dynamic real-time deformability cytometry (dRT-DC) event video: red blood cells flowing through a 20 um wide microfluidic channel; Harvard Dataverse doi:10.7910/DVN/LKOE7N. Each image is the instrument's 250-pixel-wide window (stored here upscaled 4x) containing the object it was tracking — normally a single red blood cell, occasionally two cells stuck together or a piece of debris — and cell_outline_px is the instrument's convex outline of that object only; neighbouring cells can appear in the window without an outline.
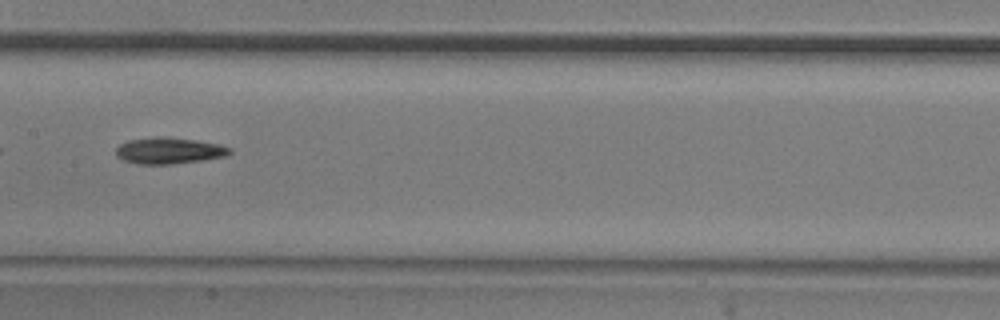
{"species": "common noctule bat (a hibernating species)", "species_latin": "Nyctalus noctula", "temperature_condition": "room temperature", "stored_images_in_passage": 38, "camera_frame_rate_fps": 3000, "um_per_image_px": 0.085, "animal": {"sex": "male", "body_mass_g": 20.5, "forearm_length_mm": 52.5}, "frame": {"image": 1, "passage_image": 12, "time_ms": 3.667, "image_size_px": [1000, 320], "cell_outline_px": [[232, 152], [224, 156], [200, 160], [172, 164], [136, 164], [124, 160], [116, 156], [116, 148], [120, 144], [128, 140], [156, 136], [168, 136], [196, 140], [220, 144], [232, 148]], "centroid_in_image_um": [14.35, 12.79], "position_along_channel_um": 193.0, "area_um2": 17.57}, "authors_computed_cell_mechanics": {"area_um2": 16.6464, "velocity_mm_per_s": 3.8306, "shape_relaxation_time_tau1_ms": 4.9901, "shape_relaxation_time_tau2_ms": null, "deformation_change_tau1": 0.1288, "deformation_change_tau2": null}}